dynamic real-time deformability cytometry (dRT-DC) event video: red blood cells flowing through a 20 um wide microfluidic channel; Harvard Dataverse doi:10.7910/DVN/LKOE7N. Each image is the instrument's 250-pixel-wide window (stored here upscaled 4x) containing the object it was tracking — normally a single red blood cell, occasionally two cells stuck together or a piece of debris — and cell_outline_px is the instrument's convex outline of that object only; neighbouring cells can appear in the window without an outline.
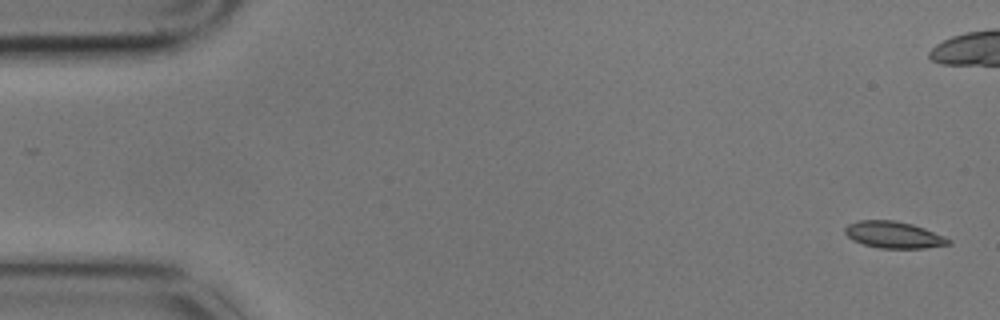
{"species": "common noctule bat (a hibernating species)", "species_latin": "Nyctalus noctula", "temperature_condition": "cold", "stored_images_in_passage": 6, "camera_frame_rate_fps": 3000, "um_per_image_px": 0.085, "animal": {"sex": "male", "body_mass_g": 17.9}, "frame": {"image": 1, "passage_image": 1, "time_ms": 0.0, "image_size_px": [1000, 320], "cell_outline_px": [[952, 244], [924, 248], [880, 248], [864, 244], [852, 240], [844, 232], [844, 228], [848, 224], [860, 220], [896, 220], [912, 224], [924, 228], [944, 236], [952, 240]], "centroid_in_image_um": [75.97, 19.95], "position_along_channel_um": 9.0, "area_um2": 16.13}}